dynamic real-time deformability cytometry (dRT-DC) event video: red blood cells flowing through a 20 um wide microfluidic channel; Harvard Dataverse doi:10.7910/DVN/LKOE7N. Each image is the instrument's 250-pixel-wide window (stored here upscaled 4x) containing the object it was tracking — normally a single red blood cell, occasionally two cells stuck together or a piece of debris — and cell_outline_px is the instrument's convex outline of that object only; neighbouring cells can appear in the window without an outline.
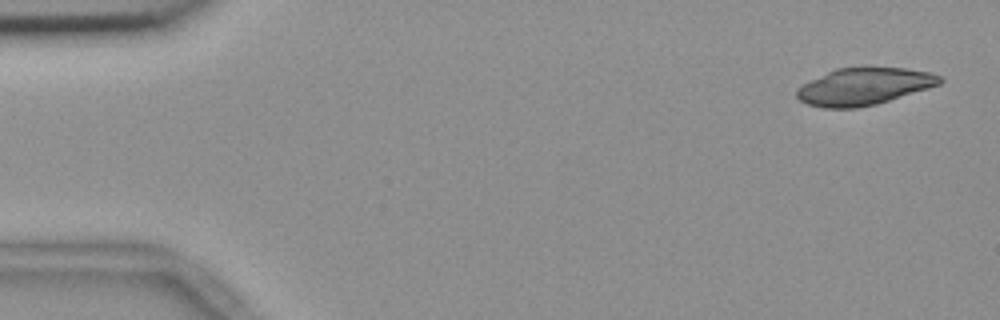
{"species": "common noctule bat (a hibernating species)", "species_latin": "Nyctalus noctula", "temperature_condition": "room temperature", "stored_images_in_passage": 6, "camera_frame_rate_fps": 3000, "um_per_image_px": 0.085, "animal": {"sex": "female", "body_mass_g": 18.4}, "frame": {"image": 1, "passage_image": 1, "time_ms": 0.0, "image_size_px": [1000, 320], "cell_outline_px": [[944, 80], [940, 84], [928, 88], [876, 104], [856, 108], [824, 108], [808, 104], [800, 100], [796, 96], [796, 88], [836, 68], [864, 64], [904, 68], [932, 72], [940, 76]], "centroid_in_image_um": [73.46, 7.3], "position_along_channel_um": 11.5, "area_um2": 31.5}}